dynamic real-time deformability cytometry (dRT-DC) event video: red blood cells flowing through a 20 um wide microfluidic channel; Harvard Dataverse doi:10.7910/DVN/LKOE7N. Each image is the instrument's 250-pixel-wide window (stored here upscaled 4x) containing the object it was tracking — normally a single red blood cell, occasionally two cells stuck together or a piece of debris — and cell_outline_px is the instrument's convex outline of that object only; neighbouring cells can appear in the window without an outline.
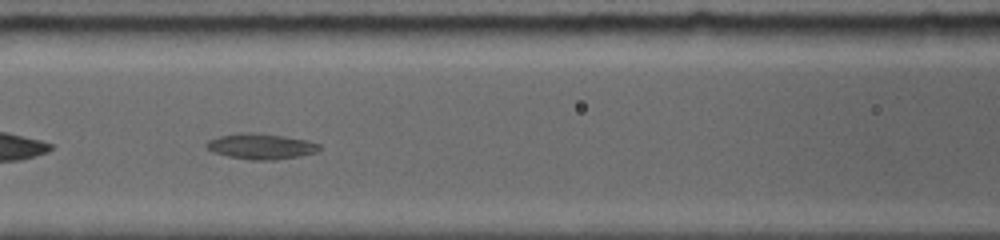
{"species": "common noctule bat (a hibernating species)", "species_latin": "Nyctalus noctula", "temperature_condition": "room temperature", "stored_images_in_passage": 30, "camera_frame_rate_fps": 5000, "um_per_image_px": 0.085, "animal": {"sex": "female", "body_mass_g": 19.0, "forearm_length_mm": 56.7}, "frame": {"image": 1, "passage_image": 10, "time_ms": 2.6, "image_size_px": [1000, 240], "cell_outline_px": [[320, 152], [300, 156], [276, 160], [252, 160], [228, 156], [212, 152], [204, 148], [204, 144], [208, 140], [220, 136], [240, 132], [260, 132], [308, 140], [320, 144]], "centroid_in_image_um": [22.18, 12.43], "position_along_channel_um": 144.4, "area_um2": 17.28}}
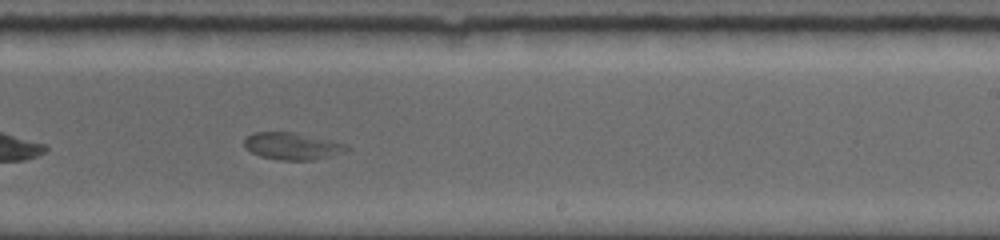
{"frame": {"image": 2, "passage_image": 19, "time_ms": 5.8, "image_size_px": [1000, 240], "cell_outline_px": [[352, 148], [328, 156], [312, 160], [280, 160], [260, 156], [244, 148], [244, 136], [256, 132], [292, 132], [348, 144]], "centroid_in_image_um": [24.79, 12.41], "position_along_channel_um": 264.2, "area_um2": 16.01}}
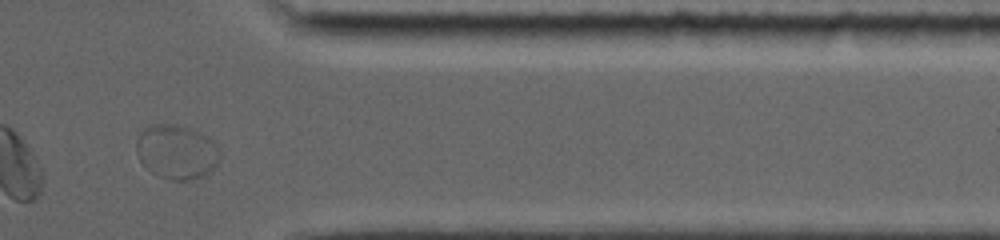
{"frame": {"image": 3, "passage_image": 28, "time_ms": 9.4, "image_size_px": [1000, 240], "cell_outline_px": [[220, 156], [216, 164], [204, 176], [196, 180], [172, 180], [156, 176], [144, 168], [136, 152], [136, 140], [140, 132], [144, 128], [152, 124], [176, 124], [188, 128], [212, 140], [216, 144], [220, 152]], "centroid_in_image_um": [14.96, 12.93], "position_along_channel_um": 396.4, "area_um2": 26.59}}